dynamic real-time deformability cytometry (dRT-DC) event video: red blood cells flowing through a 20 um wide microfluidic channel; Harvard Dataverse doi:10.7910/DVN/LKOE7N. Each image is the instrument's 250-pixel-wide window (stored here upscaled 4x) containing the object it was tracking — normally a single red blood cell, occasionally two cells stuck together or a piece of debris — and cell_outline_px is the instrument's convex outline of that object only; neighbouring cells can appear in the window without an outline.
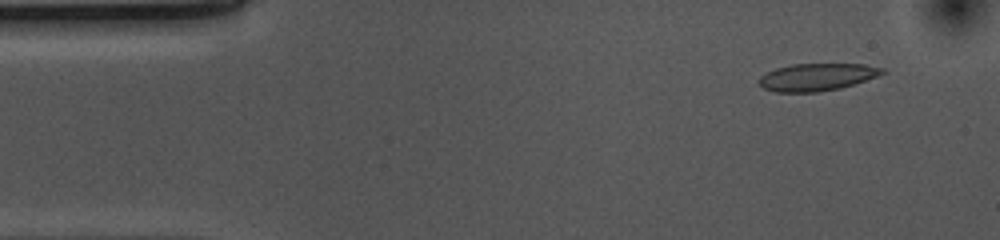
{"species": "common noctule bat (a hibernating species)", "species_latin": "Nyctalus noctula", "temperature_condition": "cold", "stored_images_in_passage": 49, "camera_frame_rate_fps": 3000, "um_per_image_px": 0.085, "animal": {"sex": "female", "body_mass_g": 10.0, "forearm_length_mm": 53.1}, "frame": {"image": 1, "passage_image": 1, "time_ms": 0.0, "image_size_px": [1000, 240], "cell_outline_px": [[888, 72], [840, 88], [820, 92], [776, 92], [764, 88], [756, 84], [760, 76], [776, 68], [792, 64], [864, 64], [884, 68]], "centroid_in_image_um": [69.41, 6.55], "position_along_channel_um": 15.6, "area_um2": 19.65}}
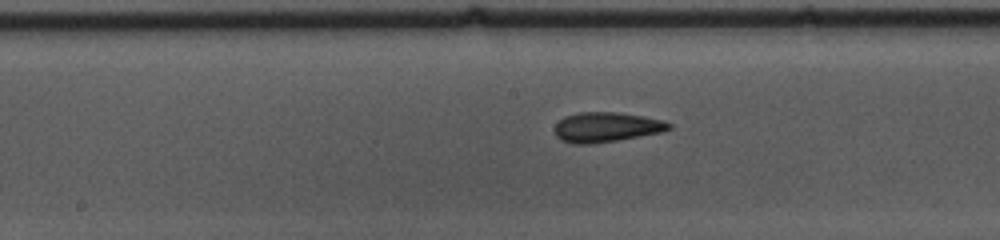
{"frame": {"image": 2, "passage_image": 22, "time_ms": 7.0, "image_size_px": [1000, 240], "cell_outline_px": [[672, 128], [660, 132], [616, 140], [592, 144], [572, 144], [560, 140], [556, 136], [552, 128], [564, 116], [580, 112], [616, 112], [644, 116], [660, 120], [672, 124]], "centroid_in_image_um": [51.47, 10.81], "position_along_channel_um": 196.7, "area_um2": 19.88}}
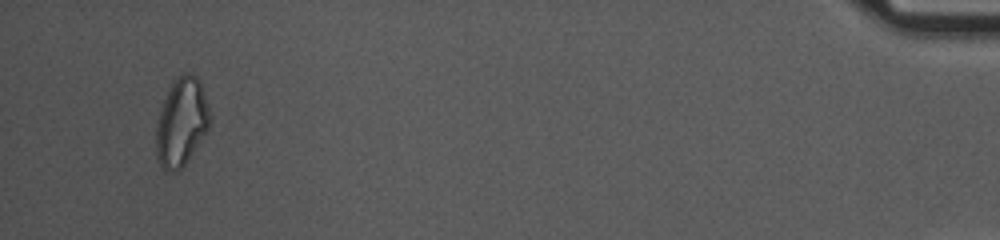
{"frame": {"image": 3, "passage_image": 47, "time_ms": 15.333, "image_size_px": [1000, 240], "cell_outline_px": [[212, 120], [208, 128], [184, 164], [180, 168], [172, 172], [164, 168], [160, 164], [156, 156], [156, 124], [160, 108], [172, 84], [184, 72], [192, 72], [200, 80], [212, 116]], "centroid_in_image_um": [15.44, 10.34], "position_along_channel_um": 419.8, "area_um2": 27.28}, "authors_computed_cell_mechanics": {"area_um2": 19.9988, "velocity_mm_per_s": 3.6956, "shape_relaxation_time_tau1_ms": null, "shape_relaxation_time_tau2_ms": 3.1132, "deformation_change_tau1": null, "deformation_change_tau2": 0.1087}}